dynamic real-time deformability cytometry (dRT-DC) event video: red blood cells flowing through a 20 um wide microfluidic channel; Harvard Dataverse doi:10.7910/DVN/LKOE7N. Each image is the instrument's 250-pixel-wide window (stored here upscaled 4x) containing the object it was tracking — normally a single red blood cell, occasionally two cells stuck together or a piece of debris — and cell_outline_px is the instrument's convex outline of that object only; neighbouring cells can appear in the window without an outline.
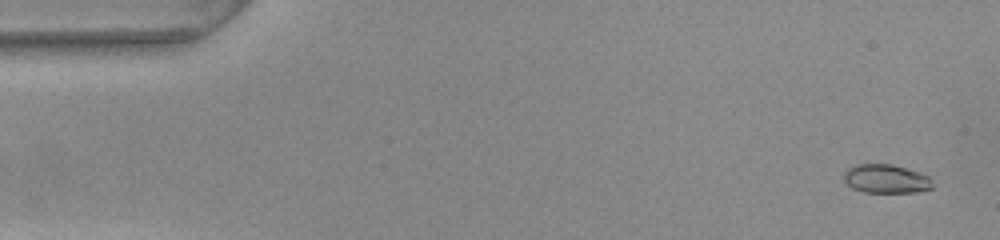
{"species": "common noctule bat (a hibernating species)", "species_latin": "Nyctalus noctula", "temperature_condition": "warm", "stored_images_in_passage": 54, "camera_frame_rate_fps": 3000, "um_per_image_px": 0.085, "animal": {"sex": "female", "body_mass_g": 22.0, "forearm_length_mm": 56.7}, "frame": {"image": 1, "passage_image": 2, "time_ms": 0.333, "image_size_px": [1000, 240], "cell_outline_px": [[932, 188], [916, 192], [864, 192], [852, 188], [844, 180], [844, 172], [848, 168], [856, 164], [892, 164], [920, 172], [932, 176]], "centroid_in_image_um": [75.34, 15.19], "position_along_channel_um": 9.7, "area_um2": 14.97}}
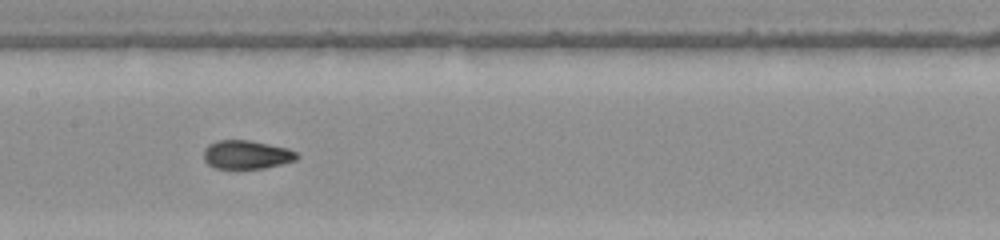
{"frame": {"image": 2, "passage_image": 26, "time_ms": 8.333, "image_size_px": [1000, 240], "cell_outline_px": [[300, 156], [296, 160], [264, 168], [212, 168], [204, 160], [204, 148], [208, 144], [216, 140], [248, 140], [288, 148], [296, 152]], "centroid_in_image_um": [20.93, 13.14], "position_along_channel_um": 186.5, "area_um2": 15.55}}
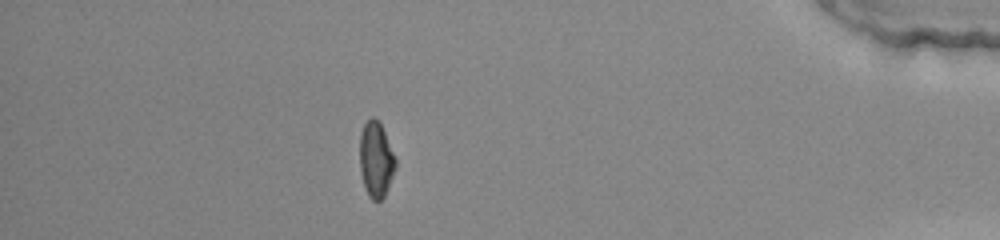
{"frame": {"image": 3, "passage_image": 47, "time_ms": 15.333, "image_size_px": [1000, 240], "cell_outline_px": [[396, 168], [384, 196], [380, 200], [372, 200], [368, 196], [364, 188], [360, 172], [360, 132], [364, 124], [372, 116], [380, 124], [384, 132], [396, 160]], "centroid_in_image_um": [31.94, 13.59], "position_along_channel_um": 403.3, "area_um2": 15.61}, "authors_computed_cell_mechanics": {"area_um2": 15.6638, "velocity_mm_per_s": 3.8036, "shape_relaxation_time_tau1_ms": 8.5302, "shape_relaxation_time_tau2_ms": 1.1802, "deformation_change_tau1": 0.2817, "deformation_change_tau2": 0.0545}}